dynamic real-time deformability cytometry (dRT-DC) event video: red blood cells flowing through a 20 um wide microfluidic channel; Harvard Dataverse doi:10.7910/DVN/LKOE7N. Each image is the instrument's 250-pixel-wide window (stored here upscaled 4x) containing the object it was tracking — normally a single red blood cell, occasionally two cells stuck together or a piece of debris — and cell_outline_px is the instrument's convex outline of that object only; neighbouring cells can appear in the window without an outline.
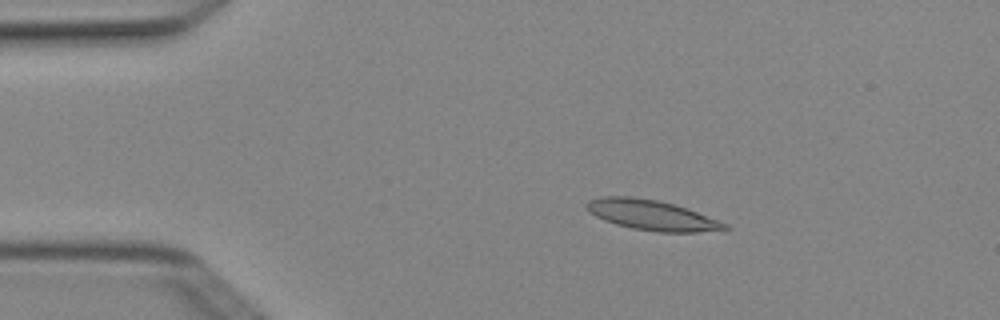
{"species": "Egyptian fruit bat (a non-hibernating species)", "species_latin": "Rousettus aegyptiacus", "temperature_condition": "cold", "stored_images_in_passage": 4, "camera_frame_rate_fps": 3000, "um_per_image_px": 0.085, "animal": {"sex": "female"}, "frame": {"image": 1, "passage_image": 2, "time_ms": 0.333, "image_size_px": [1000, 320], "cell_outline_px": [[732, 228], [696, 232], [660, 232], [632, 228], [616, 224], [604, 220], [588, 212], [584, 208], [584, 204], [588, 200], [600, 196], [632, 196], [656, 200], [676, 204], [728, 224]], "centroid_in_image_um": [55.33, 18.27], "position_along_channel_um": 29.7, "area_um2": 24.33}}
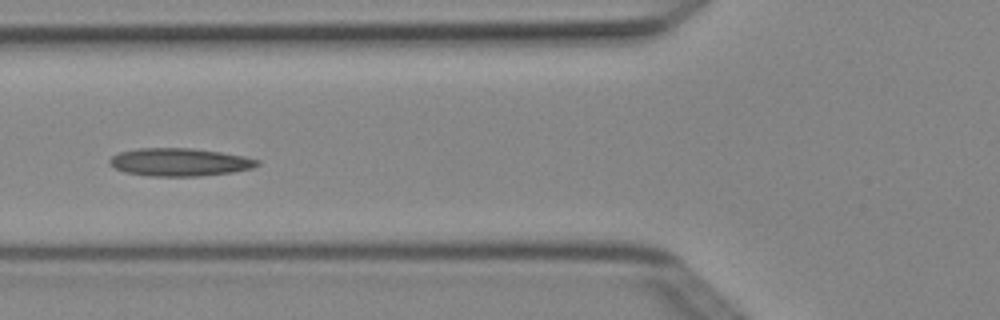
{"frame": {"image": 2, "passage_image": 4, "time_ms": 1.0, "image_size_px": [1000, 320], "cell_outline_px": [[260, 164], [252, 168], [232, 172], [200, 176], [152, 176], [124, 172], [108, 164], [108, 160], [112, 156], [120, 152], [136, 148], [192, 148], [220, 152], [244, 156], [260, 160]], "centroid_in_image_um": [15.26, 13.78], "position_along_channel_um": 110.5, "area_um2": 24.04}}